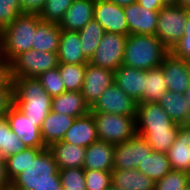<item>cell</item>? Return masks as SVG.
Returning a JSON list of instances; mask_svg holds the SVG:
<instances>
[{
  "instance_id": "cell-1",
  "label": "cell",
  "mask_w": 190,
  "mask_h": 190,
  "mask_svg": "<svg viewBox=\"0 0 190 190\" xmlns=\"http://www.w3.org/2000/svg\"><path fill=\"white\" fill-rule=\"evenodd\" d=\"M13 96L14 105L41 127L51 111L52 97L45 92L39 80L34 77L14 78Z\"/></svg>"
},
{
  "instance_id": "cell-2",
  "label": "cell",
  "mask_w": 190,
  "mask_h": 190,
  "mask_svg": "<svg viewBox=\"0 0 190 190\" xmlns=\"http://www.w3.org/2000/svg\"><path fill=\"white\" fill-rule=\"evenodd\" d=\"M170 51L155 35L128 34L122 65L149 70L159 67Z\"/></svg>"
},
{
  "instance_id": "cell-3",
  "label": "cell",
  "mask_w": 190,
  "mask_h": 190,
  "mask_svg": "<svg viewBox=\"0 0 190 190\" xmlns=\"http://www.w3.org/2000/svg\"><path fill=\"white\" fill-rule=\"evenodd\" d=\"M43 183H61L59 167L48 148H30V162L11 181V189L34 190Z\"/></svg>"
},
{
  "instance_id": "cell-4",
  "label": "cell",
  "mask_w": 190,
  "mask_h": 190,
  "mask_svg": "<svg viewBox=\"0 0 190 190\" xmlns=\"http://www.w3.org/2000/svg\"><path fill=\"white\" fill-rule=\"evenodd\" d=\"M41 21L39 14L23 13L0 32V55L12 62L32 49L34 32Z\"/></svg>"
},
{
  "instance_id": "cell-5",
  "label": "cell",
  "mask_w": 190,
  "mask_h": 190,
  "mask_svg": "<svg viewBox=\"0 0 190 190\" xmlns=\"http://www.w3.org/2000/svg\"><path fill=\"white\" fill-rule=\"evenodd\" d=\"M90 113L95 120L99 140L116 145L137 135L136 117L103 112Z\"/></svg>"
},
{
  "instance_id": "cell-6",
  "label": "cell",
  "mask_w": 190,
  "mask_h": 190,
  "mask_svg": "<svg viewBox=\"0 0 190 190\" xmlns=\"http://www.w3.org/2000/svg\"><path fill=\"white\" fill-rule=\"evenodd\" d=\"M187 9L178 4L165 5L159 10L155 36L171 51L183 36Z\"/></svg>"
},
{
  "instance_id": "cell-7",
  "label": "cell",
  "mask_w": 190,
  "mask_h": 190,
  "mask_svg": "<svg viewBox=\"0 0 190 190\" xmlns=\"http://www.w3.org/2000/svg\"><path fill=\"white\" fill-rule=\"evenodd\" d=\"M12 77H38L41 73L55 69L59 65L57 52L28 50L12 62Z\"/></svg>"
},
{
  "instance_id": "cell-8",
  "label": "cell",
  "mask_w": 190,
  "mask_h": 190,
  "mask_svg": "<svg viewBox=\"0 0 190 190\" xmlns=\"http://www.w3.org/2000/svg\"><path fill=\"white\" fill-rule=\"evenodd\" d=\"M127 36L105 32L88 63L115 72L123 63Z\"/></svg>"
},
{
  "instance_id": "cell-9",
  "label": "cell",
  "mask_w": 190,
  "mask_h": 190,
  "mask_svg": "<svg viewBox=\"0 0 190 190\" xmlns=\"http://www.w3.org/2000/svg\"><path fill=\"white\" fill-rule=\"evenodd\" d=\"M91 112L137 117V101L113 83L101 94L95 104H93Z\"/></svg>"
},
{
  "instance_id": "cell-10",
  "label": "cell",
  "mask_w": 190,
  "mask_h": 190,
  "mask_svg": "<svg viewBox=\"0 0 190 190\" xmlns=\"http://www.w3.org/2000/svg\"><path fill=\"white\" fill-rule=\"evenodd\" d=\"M151 146L147 141L136 135L130 140L115 145L114 170L137 169L146 156L152 152Z\"/></svg>"
},
{
  "instance_id": "cell-11",
  "label": "cell",
  "mask_w": 190,
  "mask_h": 190,
  "mask_svg": "<svg viewBox=\"0 0 190 190\" xmlns=\"http://www.w3.org/2000/svg\"><path fill=\"white\" fill-rule=\"evenodd\" d=\"M10 129L29 148H47L42 140L40 126L25 116L14 104L5 115Z\"/></svg>"
},
{
  "instance_id": "cell-12",
  "label": "cell",
  "mask_w": 190,
  "mask_h": 190,
  "mask_svg": "<svg viewBox=\"0 0 190 190\" xmlns=\"http://www.w3.org/2000/svg\"><path fill=\"white\" fill-rule=\"evenodd\" d=\"M94 19L103 27L105 32L120 35L129 34L123 7L110 0H96Z\"/></svg>"
},
{
  "instance_id": "cell-13",
  "label": "cell",
  "mask_w": 190,
  "mask_h": 190,
  "mask_svg": "<svg viewBox=\"0 0 190 190\" xmlns=\"http://www.w3.org/2000/svg\"><path fill=\"white\" fill-rule=\"evenodd\" d=\"M114 83V71L86 64V72L81 93L90 108L100 98L101 94Z\"/></svg>"
},
{
  "instance_id": "cell-14",
  "label": "cell",
  "mask_w": 190,
  "mask_h": 190,
  "mask_svg": "<svg viewBox=\"0 0 190 190\" xmlns=\"http://www.w3.org/2000/svg\"><path fill=\"white\" fill-rule=\"evenodd\" d=\"M160 66L168 91L186 94L190 88V61L177 58L170 52Z\"/></svg>"
},
{
  "instance_id": "cell-15",
  "label": "cell",
  "mask_w": 190,
  "mask_h": 190,
  "mask_svg": "<svg viewBox=\"0 0 190 190\" xmlns=\"http://www.w3.org/2000/svg\"><path fill=\"white\" fill-rule=\"evenodd\" d=\"M175 123L157 103H137V131L170 130Z\"/></svg>"
},
{
  "instance_id": "cell-16",
  "label": "cell",
  "mask_w": 190,
  "mask_h": 190,
  "mask_svg": "<svg viewBox=\"0 0 190 190\" xmlns=\"http://www.w3.org/2000/svg\"><path fill=\"white\" fill-rule=\"evenodd\" d=\"M129 34L155 35L159 11L147 10L137 2L123 7Z\"/></svg>"
},
{
  "instance_id": "cell-17",
  "label": "cell",
  "mask_w": 190,
  "mask_h": 190,
  "mask_svg": "<svg viewBox=\"0 0 190 190\" xmlns=\"http://www.w3.org/2000/svg\"><path fill=\"white\" fill-rule=\"evenodd\" d=\"M96 0H74L58 26L61 30L79 31L94 19Z\"/></svg>"
},
{
  "instance_id": "cell-18",
  "label": "cell",
  "mask_w": 190,
  "mask_h": 190,
  "mask_svg": "<svg viewBox=\"0 0 190 190\" xmlns=\"http://www.w3.org/2000/svg\"><path fill=\"white\" fill-rule=\"evenodd\" d=\"M98 140L96 123L91 113L75 118L71 127L66 131L63 142L89 147Z\"/></svg>"
},
{
  "instance_id": "cell-19",
  "label": "cell",
  "mask_w": 190,
  "mask_h": 190,
  "mask_svg": "<svg viewBox=\"0 0 190 190\" xmlns=\"http://www.w3.org/2000/svg\"><path fill=\"white\" fill-rule=\"evenodd\" d=\"M172 170L190 173V124L179 127L176 140L167 152Z\"/></svg>"
},
{
  "instance_id": "cell-20",
  "label": "cell",
  "mask_w": 190,
  "mask_h": 190,
  "mask_svg": "<svg viewBox=\"0 0 190 190\" xmlns=\"http://www.w3.org/2000/svg\"><path fill=\"white\" fill-rule=\"evenodd\" d=\"M114 153V144L98 139L86 148L83 168L112 171L114 166Z\"/></svg>"
},
{
  "instance_id": "cell-21",
  "label": "cell",
  "mask_w": 190,
  "mask_h": 190,
  "mask_svg": "<svg viewBox=\"0 0 190 190\" xmlns=\"http://www.w3.org/2000/svg\"><path fill=\"white\" fill-rule=\"evenodd\" d=\"M114 83L138 102L145 88V70L121 65L114 72Z\"/></svg>"
},
{
  "instance_id": "cell-22",
  "label": "cell",
  "mask_w": 190,
  "mask_h": 190,
  "mask_svg": "<svg viewBox=\"0 0 190 190\" xmlns=\"http://www.w3.org/2000/svg\"><path fill=\"white\" fill-rule=\"evenodd\" d=\"M74 120L75 117L51 110L40 127L45 146L48 148L53 143L62 141L64 134L71 127Z\"/></svg>"
},
{
  "instance_id": "cell-23",
  "label": "cell",
  "mask_w": 190,
  "mask_h": 190,
  "mask_svg": "<svg viewBox=\"0 0 190 190\" xmlns=\"http://www.w3.org/2000/svg\"><path fill=\"white\" fill-rule=\"evenodd\" d=\"M51 110L75 118L85 116L91 112L81 91H65L52 97Z\"/></svg>"
},
{
  "instance_id": "cell-24",
  "label": "cell",
  "mask_w": 190,
  "mask_h": 190,
  "mask_svg": "<svg viewBox=\"0 0 190 190\" xmlns=\"http://www.w3.org/2000/svg\"><path fill=\"white\" fill-rule=\"evenodd\" d=\"M48 149L59 169L83 168L86 148L59 141L50 145Z\"/></svg>"
},
{
  "instance_id": "cell-25",
  "label": "cell",
  "mask_w": 190,
  "mask_h": 190,
  "mask_svg": "<svg viewBox=\"0 0 190 190\" xmlns=\"http://www.w3.org/2000/svg\"><path fill=\"white\" fill-rule=\"evenodd\" d=\"M57 55L59 63L87 64L89 61L81 50L78 31L61 30Z\"/></svg>"
},
{
  "instance_id": "cell-26",
  "label": "cell",
  "mask_w": 190,
  "mask_h": 190,
  "mask_svg": "<svg viewBox=\"0 0 190 190\" xmlns=\"http://www.w3.org/2000/svg\"><path fill=\"white\" fill-rule=\"evenodd\" d=\"M113 187L121 190H154L155 182L137 169L112 170Z\"/></svg>"
},
{
  "instance_id": "cell-27",
  "label": "cell",
  "mask_w": 190,
  "mask_h": 190,
  "mask_svg": "<svg viewBox=\"0 0 190 190\" xmlns=\"http://www.w3.org/2000/svg\"><path fill=\"white\" fill-rule=\"evenodd\" d=\"M177 124H190V110L185 94L167 91L157 102Z\"/></svg>"
},
{
  "instance_id": "cell-28",
  "label": "cell",
  "mask_w": 190,
  "mask_h": 190,
  "mask_svg": "<svg viewBox=\"0 0 190 190\" xmlns=\"http://www.w3.org/2000/svg\"><path fill=\"white\" fill-rule=\"evenodd\" d=\"M61 29L58 24L40 21L34 32L32 49L44 52H57L60 44Z\"/></svg>"
},
{
  "instance_id": "cell-29",
  "label": "cell",
  "mask_w": 190,
  "mask_h": 190,
  "mask_svg": "<svg viewBox=\"0 0 190 190\" xmlns=\"http://www.w3.org/2000/svg\"><path fill=\"white\" fill-rule=\"evenodd\" d=\"M168 91L165 75L161 66L145 70V88L142 98L137 103H154Z\"/></svg>"
},
{
  "instance_id": "cell-30",
  "label": "cell",
  "mask_w": 190,
  "mask_h": 190,
  "mask_svg": "<svg viewBox=\"0 0 190 190\" xmlns=\"http://www.w3.org/2000/svg\"><path fill=\"white\" fill-rule=\"evenodd\" d=\"M138 171L142 172L154 182L162 179L172 170L167 153L152 151L145 160L138 165Z\"/></svg>"
},
{
  "instance_id": "cell-31",
  "label": "cell",
  "mask_w": 190,
  "mask_h": 190,
  "mask_svg": "<svg viewBox=\"0 0 190 190\" xmlns=\"http://www.w3.org/2000/svg\"><path fill=\"white\" fill-rule=\"evenodd\" d=\"M78 33L81 40V50L84 56L90 60L105 31L95 19H92Z\"/></svg>"
},
{
  "instance_id": "cell-32",
  "label": "cell",
  "mask_w": 190,
  "mask_h": 190,
  "mask_svg": "<svg viewBox=\"0 0 190 190\" xmlns=\"http://www.w3.org/2000/svg\"><path fill=\"white\" fill-rule=\"evenodd\" d=\"M181 124H176L170 130L160 131H137V135L143 137L151 146L153 151L167 153L176 140Z\"/></svg>"
},
{
  "instance_id": "cell-33",
  "label": "cell",
  "mask_w": 190,
  "mask_h": 190,
  "mask_svg": "<svg viewBox=\"0 0 190 190\" xmlns=\"http://www.w3.org/2000/svg\"><path fill=\"white\" fill-rule=\"evenodd\" d=\"M26 145L10 129L6 117L0 118V155L3 158L25 150Z\"/></svg>"
},
{
  "instance_id": "cell-34",
  "label": "cell",
  "mask_w": 190,
  "mask_h": 190,
  "mask_svg": "<svg viewBox=\"0 0 190 190\" xmlns=\"http://www.w3.org/2000/svg\"><path fill=\"white\" fill-rule=\"evenodd\" d=\"M62 81L66 91H81L86 72V64H67L58 65Z\"/></svg>"
},
{
  "instance_id": "cell-35",
  "label": "cell",
  "mask_w": 190,
  "mask_h": 190,
  "mask_svg": "<svg viewBox=\"0 0 190 190\" xmlns=\"http://www.w3.org/2000/svg\"><path fill=\"white\" fill-rule=\"evenodd\" d=\"M74 0H46L39 17L44 22L59 24L63 15L72 5Z\"/></svg>"
},
{
  "instance_id": "cell-36",
  "label": "cell",
  "mask_w": 190,
  "mask_h": 190,
  "mask_svg": "<svg viewBox=\"0 0 190 190\" xmlns=\"http://www.w3.org/2000/svg\"><path fill=\"white\" fill-rule=\"evenodd\" d=\"M190 183V173L179 170L169 171L155 182L154 190H183Z\"/></svg>"
},
{
  "instance_id": "cell-37",
  "label": "cell",
  "mask_w": 190,
  "mask_h": 190,
  "mask_svg": "<svg viewBox=\"0 0 190 190\" xmlns=\"http://www.w3.org/2000/svg\"><path fill=\"white\" fill-rule=\"evenodd\" d=\"M63 190H86L84 168L59 169Z\"/></svg>"
},
{
  "instance_id": "cell-38",
  "label": "cell",
  "mask_w": 190,
  "mask_h": 190,
  "mask_svg": "<svg viewBox=\"0 0 190 190\" xmlns=\"http://www.w3.org/2000/svg\"><path fill=\"white\" fill-rule=\"evenodd\" d=\"M36 78L45 89V92H47L51 97L58 96L66 91L58 67L47 70Z\"/></svg>"
},
{
  "instance_id": "cell-39",
  "label": "cell",
  "mask_w": 190,
  "mask_h": 190,
  "mask_svg": "<svg viewBox=\"0 0 190 190\" xmlns=\"http://www.w3.org/2000/svg\"><path fill=\"white\" fill-rule=\"evenodd\" d=\"M86 190H106L112 181L111 171L84 169Z\"/></svg>"
},
{
  "instance_id": "cell-40",
  "label": "cell",
  "mask_w": 190,
  "mask_h": 190,
  "mask_svg": "<svg viewBox=\"0 0 190 190\" xmlns=\"http://www.w3.org/2000/svg\"><path fill=\"white\" fill-rule=\"evenodd\" d=\"M30 162V148L5 158V166L8 178L12 181L20 174Z\"/></svg>"
},
{
  "instance_id": "cell-41",
  "label": "cell",
  "mask_w": 190,
  "mask_h": 190,
  "mask_svg": "<svg viewBox=\"0 0 190 190\" xmlns=\"http://www.w3.org/2000/svg\"><path fill=\"white\" fill-rule=\"evenodd\" d=\"M21 14L20 0H0V32Z\"/></svg>"
},
{
  "instance_id": "cell-42",
  "label": "cell",
  "mask_w": 190,
  "mask_h": 190,
  "mask_svg": "<svg viewBox=\"0 0 190 190\" xmlns=\"http://www.w3.org/2000/svg\"><path fill=\"white\" fill-rule=\"evenodd\" d=\"M0 89H13L12 64L0 55Z\"/></svg>"
},
{
  "instance_id": "cell-43",
  "label": "cell",
  "mask_w": 190,
  "mask_h": 190,
  "mask_svg": "<svg viewBox=\"0 0 190 190\" xmlns=\"http://www.w3.org/2000/svg\"><path fill=\"white\" fill-rule=\"evenodd\" d=\"M170 52L177 58L190 61V36H182Z\"/></svg>"
},
{
  "instance_id": "cell-44",
  "label": "cell",
  "mask_w": 190,
  "mask_h": 190,
  "mask_svg": "<svg viewBox=\"0 0 190 190\" xmlns=\"http://www.w3.org/2000/svg\"><path fill=\"white\" fill-rule=\"evenodd\" d=\"M13 104V89H0V118L5 117Z\"/></svg>"
},
{
  "instance_id": "cell-45",
  "label": "cell",
  "mask_w": 190,
  "mask_h": 190,
  "mask_svg": "<svg viewBox=\"0 0 190 190\" xmlns=\"http://www.w3.org/2000/svg\"><path fill=\"white\" fill-rule=\"evenodd\" d=\"M46 0H20L23 13L39 14L45 6Z\"/></svg>"
},
{
  "instance_id": "cell-46",
  "label": "cell",
  "mask_w": 190,
  "mask_h": 190,
  "mask_svg": "<svg viewBox=\"0 0 190 190\" xmlns=\"http://www.w3.org/2000/svg\"><path fill=\"white\" fill-rule=\"evenodd\" d=\"M11 188V181L8 178L5 166V158L0 155V190Z\"/></svg>"
},
{
  "instance_id": "cell-47",
  "label": "cell",
  "mask_w": 190,
  "mask_h": 190,
  "mask_svg": "<svg viewBox=\"0 0 190 190\" xmlns=\"http://www.w3.org/2000/svg\"><path fill=\"white\" fill-rule=\"evenodd\" d=\"M137 3L147 10L159 11L166 4L162 0H137Z\"/></svg>"
},
{
  "instance_id": "cell-48",
  "label": "cell",
  "mask_w": 190,
  "mask_h": 190,
  "mask_svg": "<svg viewBox=\"0 0 190 190\" xmlns=\"http://www.w3.org/2000/svg\"><path fill=\"white\" fill-rule=\"evenodd\" d=\"M34 190H63L61 183H43L35 187Z\"/></svg>"
},
{
  "instance_id": "cell-49",
  "label": "cell",
  "mask_w": 190,
  "mask_h": 190,
  "mask_svg": "<svg viewBox=\"0 0 190 190\" xmlns=\"http://www.w3.org/2000/svg\"><path fill=\"white\" fill-rule=\"evenodd\" d=\"M183 36H190V9H187L186 23Z\"/></svg>"
},
{
  "instance_id": "cell-50",
  "label": "cell",
  "mask_w": 190,
  "mask_h": 190,
  "mask_svg": "<svg viewBox=\"0 0 190 190\" xmlns=\"http://www.w3.org/2000/svg\"><path fill=\"white\" fill-rule=\"evenodd\" d=\"M110 1H112L113 3H116L117 5L122 6V7L137 2V0H110Z\"/></svg>"
},
{
  "instance_id": "cell-51",
  "label": "cell",
  "mask_w": 190,
  "mask_h": 190,
  "mask_svg": "<svg viewBox=\"0 0 190 190\" xmlns=\"http://www.w3.org/2000/svg\"><path fill=\"white\" fill-rule=\"evenodd\" d=\"M177 4L185 9H190V0H178Z\"/></svg>"
},
{
  "instance_id": "cell-52",
  "label": "cell",
  "mask_w": 190,
  "mask_h": 190,
  "mask_svg": "<svg viewBox=\"0 0 190 190\" xmlns=\"http://www.w3.org/2000/svg\"><path fill=\"white\" fill-rule=\"evenodd\" d=\"M166 5H175L178 3V0H162Z\"/></svg>"
},
{
  "instance_id": "cell-53",
  "label": "cell",
  "mask_w": 190,
  "mask_h": 190,
  "mask_svg": "<svg viewBox=\"0 0 190 190\" xmlns=\"http://www.w3.org/2000/svg\"><path fill=\"white\" fill-rule=\"evenodd\" d=\"M185 97L186 100L188 101L189 110H190V88L186 91Z\"/></svg>"
},
{
  "instance_id": "cell-54",
  "label": "cell",
  "mask_w": 190,
  "mask_h": 190,
  "mask_svg": "<svg viewBox=\"0 0 190 190\" xmlns=\"http://www.w3.org/2000/svg\"><path fill=\"white\" fill-rule=\"evenodd\" d=\"M106 190H121V189L115 188V187H113V186L111 185V186L108 187Z\"/></svg>"
},
{
  "instance_id": "cell-55",
  "label": "cell",
  "mask_w": 190,
  "mask_h": 190,
  "mask_svg": "<svg viewBox=\"0 0 190 190\" xmlns=\"http://www.w3.org/2000/svg\"><path fill=\"white\" fill-rule=\"evenodd\" d=\"M183 190H190V183Z\"/></svg>"
}]
</instances>
